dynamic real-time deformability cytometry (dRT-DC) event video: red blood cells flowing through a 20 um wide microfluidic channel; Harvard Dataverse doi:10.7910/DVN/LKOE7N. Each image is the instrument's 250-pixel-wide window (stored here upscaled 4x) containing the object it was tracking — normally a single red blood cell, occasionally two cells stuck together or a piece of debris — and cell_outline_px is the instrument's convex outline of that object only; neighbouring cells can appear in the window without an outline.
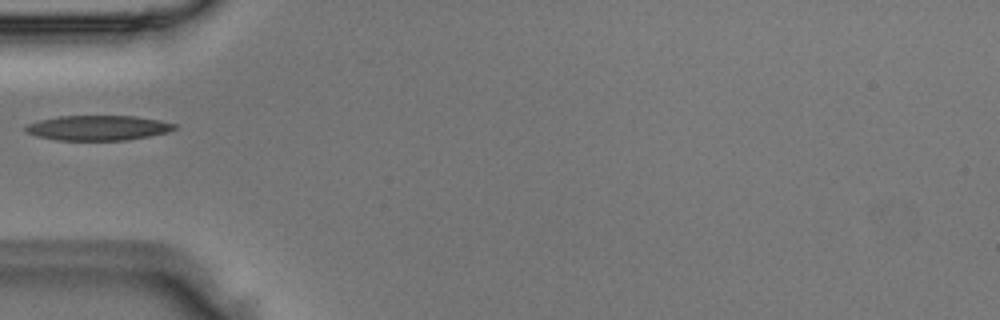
{"species": "Egyptian fruit bat (a non-hibernating species)", "species_latin": "Rousettus aegyptiacus", "temperature_condition": "room temperature", "stored_images_in_passage": 2, "camera_frame_rate_fps": 3000, "um_per_image_px": 0.085, "animal": {"sex": "male"}, "frame": {"image": 1, "passage_image": 2, "time_ms": 0.333, "image_size_px": [1000, 320], "cell_outline_px": [[180, 124], [176, 128], [168, 132], [128, 140], [56, 140], [36, 136], [28, 132], [24, 128], [28, 124], [40, 120], [60, 116], [136, 116], [160, 120]], "centroid_in_image_um": [8.39, 10.86], "position_along_channel_um": 76.6, "area_um2": 21.68}}